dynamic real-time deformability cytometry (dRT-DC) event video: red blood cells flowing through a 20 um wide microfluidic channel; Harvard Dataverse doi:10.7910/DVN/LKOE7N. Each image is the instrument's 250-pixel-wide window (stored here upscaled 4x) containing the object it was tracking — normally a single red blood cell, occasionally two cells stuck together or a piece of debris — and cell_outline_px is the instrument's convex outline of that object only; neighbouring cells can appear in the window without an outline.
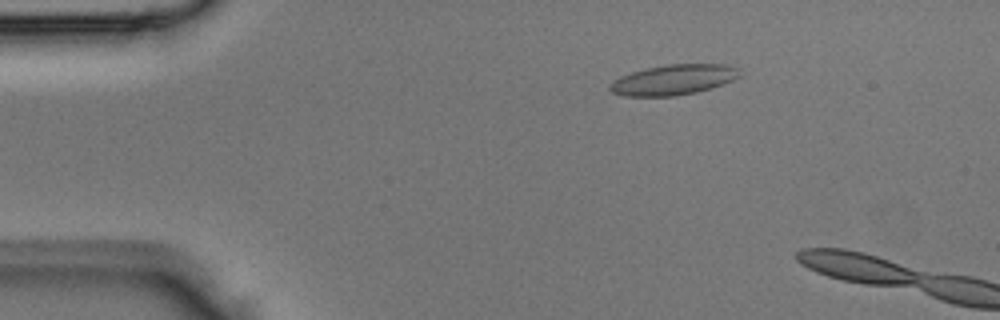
{"species": "Egyptian fruit bat (a non-hibernating species)", "species_latin": "Rousettus aegyptiacus", "temperature_condition": "room temperature", "stored_images_in_passage": 3, "camera_frame_rate_fps": 3000, "um_per_image_px": 0.085, "animal": {"sex": "male"}, "frame": {"image": 1, "passage_image": 2, "time_ms": 0.333, "image_size_px": [1000, 320], "cell_outline_px": [[740, 76], [724, 84], [712, 88], [696, 92], [676, 96], [624, 96], [612, 92], [608, 88], [612, 80], [620, 76], [644, 68], [668, 64], [728, 64], [740, 68]], "centroid_in_image_um": [57.25, 6.77], "position_along_channel_um": 27.7, "area_um2": 23.18}}